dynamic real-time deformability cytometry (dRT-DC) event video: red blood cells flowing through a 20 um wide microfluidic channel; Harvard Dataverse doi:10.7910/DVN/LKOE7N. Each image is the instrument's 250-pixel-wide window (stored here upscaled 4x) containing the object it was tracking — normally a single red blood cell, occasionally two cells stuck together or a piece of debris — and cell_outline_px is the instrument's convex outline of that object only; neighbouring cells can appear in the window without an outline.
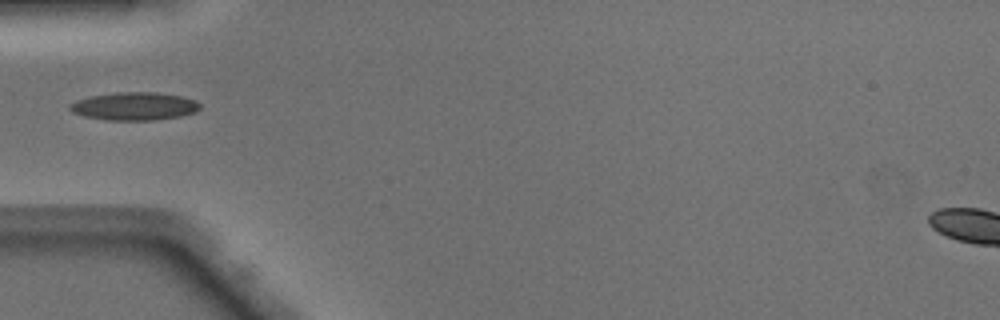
{"species": "Egyptian fruit bat (a non-hibernating species)", "species_latin": "Rousettus aegyptiacus", "temperature_condition": "warm", "stored_images_in_passage": 34, "camera_frame_rate_fps": 3000, "um_per_image_px": 0.085, "animal": {"sex": "male"}, "frame": {"image": 1, "passage_image": 1, "time_ms": 0.0, "image_size_px": [1000, 320], "cell_outline_px": [[200, 108], [196, 112], [180, 116], [152, 120], [104, 120], [84, 116], [72, 112], [68, 108], [68, 104], [76, 100], [92, 96], [116, 92], [156, 92], [184, 96], [196, 100], [200, 104]], "centroid_in_image_um": [11.42, 9.02], "position_along_channel_um": 73.6, "area_um2": 21.39}}
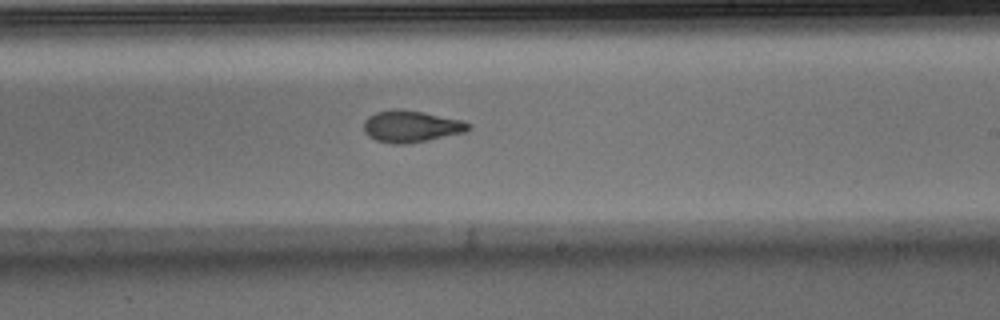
{"frame": {"image": 2, "passage_image": 14, "time_ms": 4.333, "image_size_px": [1000, 320], "cell_outline_px": [[472, 128], [464, 132], [428, 140], [404, 144], [392, 144], [376, 140], [368, 136], [364, 132], [364, 120], [368, 116], [376, 112], [392, 108], [400, 108], [424, 112], [464, 120], [472, 124]], "centroid_in_image_um": [34.95, 10.72], "position_along_channel_um": 254.1, "area_um2": 19.65}}
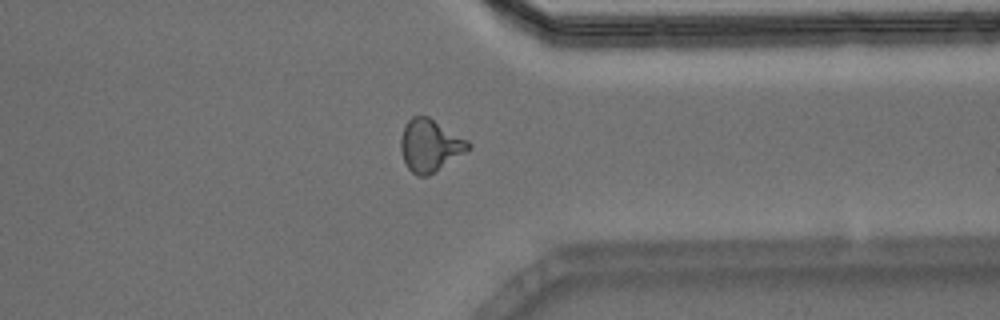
{"frame": {"image": 3, "passage_image": 23, "time_ms": 7.333, "image_size_px": [1000, 320], "cell_outline_px": [[472, 148], [428, 176], [416, 176], [408, 168], [404, 160], [400, 148], [400, 140], [404, 124], [412, 116], [428, 116], [468, 140], [472, 144]], "centroid_in_image_um": [36.55, 12.36], "position_along_channel_um": 374.9, "area_um2": 20.63}}